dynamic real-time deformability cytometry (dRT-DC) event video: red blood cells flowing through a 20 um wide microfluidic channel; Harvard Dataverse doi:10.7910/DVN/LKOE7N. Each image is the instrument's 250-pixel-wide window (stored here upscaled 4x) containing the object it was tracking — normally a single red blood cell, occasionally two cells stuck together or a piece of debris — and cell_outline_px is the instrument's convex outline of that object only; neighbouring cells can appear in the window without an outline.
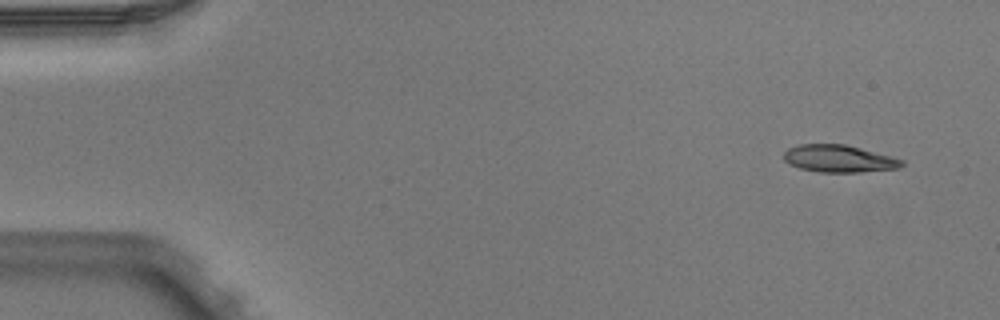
{"species": "Egyptian fruit bat (a non-hibernating species)", "species_latin": "Rousettus aegyptiacus", "temperature_condition": "warm", "stored_images_in_passage": 3, "camera_frame_rate_fps": 3000, "um_per_image_px": 0.085, "animal": {"sex": "male"}, "frame": {"image": 1, "passage_image": 1, "time_ms": 0.0, "image_size_px": [1000, 320], "cell_outline_px": [[904, 164], [900, 168], [860, 172], [820, 172], [800, 168], [784, 160], [784, 152], [788, 148], [796, 144], [844, 144], [860, 148], [904, 160]], "centroid_in_image_um": [71.3, 13.48], "position_along_channel_um": 13.7, "area_um2": 18.61}}
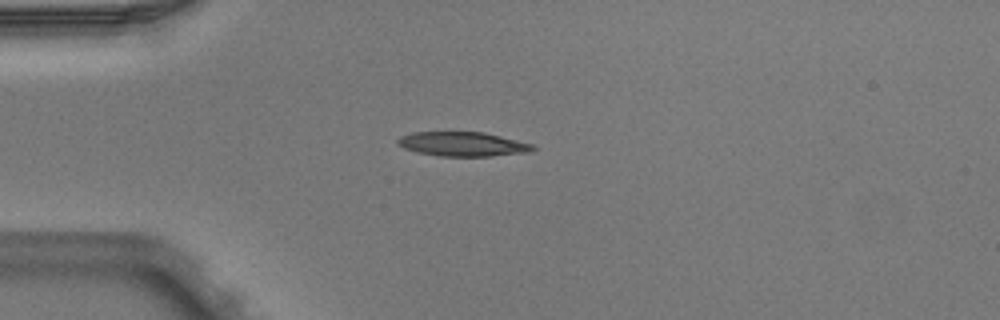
{"frame": {"image": 2, "passage_image": 3, "time_ms": 0.667, "image_size_px": [1000, 320], "cell_outline_px": [[536, 148], [528, 152], [492, 156], [440, 156], [420, 152], [404, 148], [396, 144], [396, 140], [400, 136], [412, 132], [484, 132], [536, 144]], "centroid_in_image_um": [39.36, 12.24], "position_along_channel_um": 45.6, "area_um2": 19.25}}